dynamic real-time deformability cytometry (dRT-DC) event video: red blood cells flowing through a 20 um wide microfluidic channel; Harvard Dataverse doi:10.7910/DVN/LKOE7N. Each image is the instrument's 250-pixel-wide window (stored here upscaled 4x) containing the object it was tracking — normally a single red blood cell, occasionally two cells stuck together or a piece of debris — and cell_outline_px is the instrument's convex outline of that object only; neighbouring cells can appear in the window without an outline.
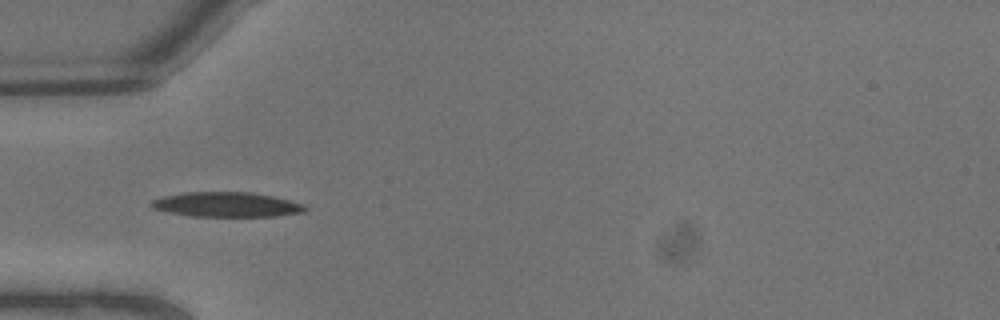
{"species": "common noctule bat (a hibernating species)", "species_latin": "Nyctalus noctula", "temperature_condition": "warm", "stored_images_in_passage": 7, "camera_frame_rate_fps": 3000, "um_per_image_px": 0.085, "animal": {"sex": "male", "body_mass_g": 13.3}, "frame": {"image": 1, "passage_image": 6, "time_ms": 1.667, "image_size_px": [1000, 320], "cell_outline_px": [[308, 208], [304, 212], [276, 216], [192, 216], [168, 212], [152, 208], [148, 204], [152, 200], [164, 196], [184, 192], [248, 192], [272, 196], [304, 204]], "centroid_in_image_um": [19.24, 17.39], "position_along_channel_um": 65.8, "area_um2": 22.14}}
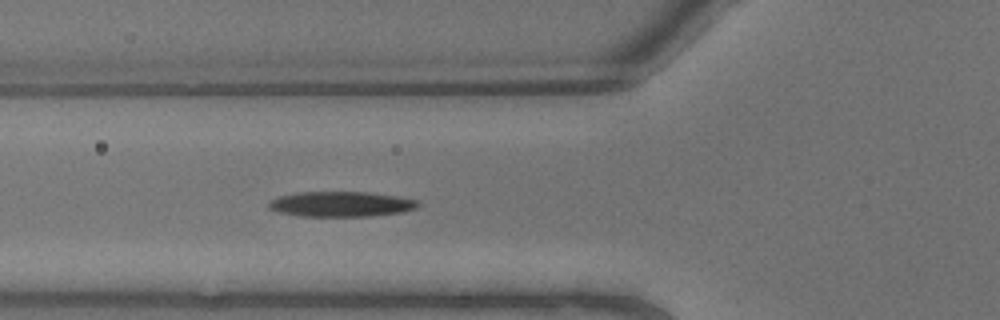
{"frame": {"image": 2, "passage_image": 7, "time_ms": 2.0, "image_size_px": [1000, 320], "cell_outline_px": [[420, 204], [416, 208], [400, 212], [372, 216], [304, 216], [280, 212], [268, 208], [268, 204], [272, 200], [280, 196], [300, 192], [368, 192], [396, 196], [416, 200]], "centroid_in_image_um": [29.0, 17.35], "position_along_channel_um": 96.8, "area_um2": 21.62}}